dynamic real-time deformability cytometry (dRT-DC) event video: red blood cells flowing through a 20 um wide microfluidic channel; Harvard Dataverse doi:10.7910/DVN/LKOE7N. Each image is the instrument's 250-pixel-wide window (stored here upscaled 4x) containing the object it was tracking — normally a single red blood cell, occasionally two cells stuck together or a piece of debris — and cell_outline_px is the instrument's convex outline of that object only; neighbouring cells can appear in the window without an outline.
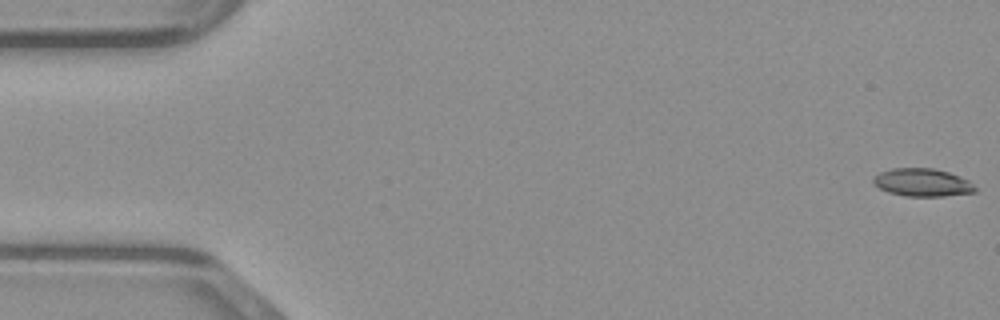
{"species": "common noctule bat (a hibernating species)", "species_latin": "Nyctalus noctula", "temperature_condition": "warm", "stored_images_in_passage": 47, "camera_frame_rate_fps": 3000, "um_per_image_px": 0.085, "animal": {"sex": "male", "body_mass_g": 23.1, "forearm_length_mm": 52.7}, "frame": {"image": 1, "passage_image": 1, "time_ms": 0.0, "image_size_px": [1000, 320], "cell_outline_px": [[976, 192], [944, 196], [904, 196], [888, 192], [880, 188], [872, 180], [880, 172], [892, 168], [932, 168], [948, 172], [960, 176], [968, 180], [976, 188]], "centroid_in_image_um": [78.42, 15.51], "position_along_channel_um": 6.6, "area_um2": 16.42}}
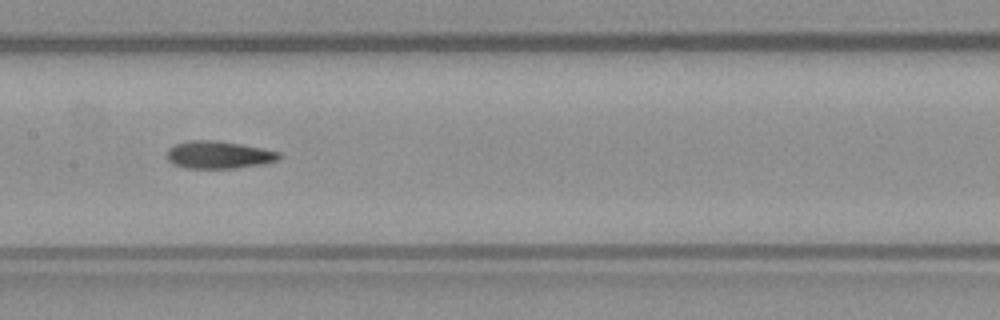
{"frame": {"image": 2, "passage_image": 24, "time_ms": 7.667, "image_size_px": [1000, 320], "cell_outline_px": [[284, 156], [280, 160], [264, 164], [236, 168], [184, 168], [172, 164], [168, 160], [168, 148], [176, 144], [188, 140], [216, 140], [264, 148], [280, 152]], "centroid_in_image_um": [18.64, 13.16], "position_along_channel_um": 188.8, "area_um2": 18.26}}
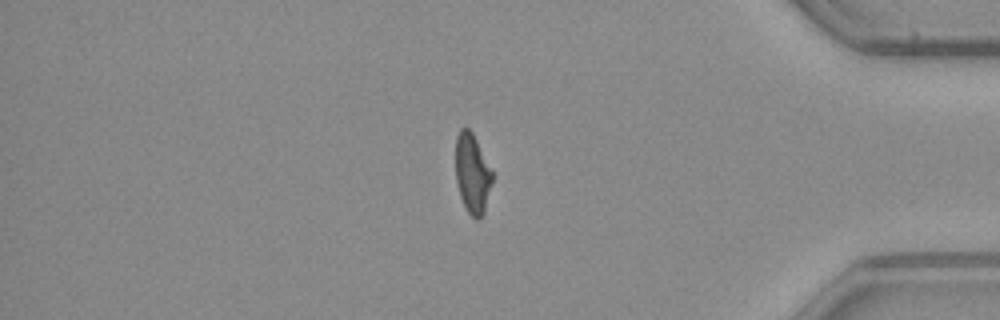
{"frame": {"image": 3, "passage_image": 41, "time_ms": 13.333, "image_size_px": [1000, 320], "cell_outline_px": [[492, 180], [484, 212], [480, 220], [476, 220], [468, 212], [460, 196], [456, 180], [456, 136], [460, 128], [468, 128], [472, 132], [492, 172]], "centroid_in_image_um": [40.13, 14.76], "position_along_channel_um": 395.1, "area_um2": 16.7}}